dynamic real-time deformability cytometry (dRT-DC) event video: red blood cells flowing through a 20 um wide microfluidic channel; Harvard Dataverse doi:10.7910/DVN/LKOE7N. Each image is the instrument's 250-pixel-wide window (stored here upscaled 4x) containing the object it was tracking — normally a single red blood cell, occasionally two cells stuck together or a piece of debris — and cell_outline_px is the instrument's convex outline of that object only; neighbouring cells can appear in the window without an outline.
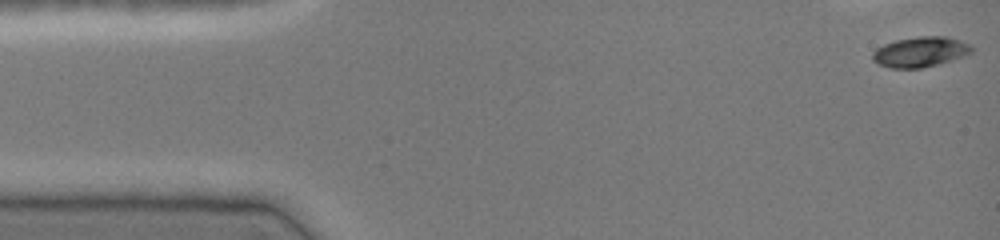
{"species": "common noctule bat (a hibernating species)", "species_latin": "Nyctalus noctula", "temperature_condition": "cold", "stored_images_in_passage": 39, "camera_frame_rate_fps": 3000, "um_per_image_px": 0.085, "animal": {"sex": "female", "body_mass_g": 19.0, "forearm_length_mm": 51.5}, "frame": {"image": 1, "passage_image": 1, "time_ms": 0.0, "image_size_px": [1000, 240], "cell_outline_px": [[972, 52], [964, 56], [940, 64], [920, 68], [888, 68], [872, 60], [872, 52], [876, 48], [884, 44], [896, 40], [920, 36], [948, 36], [960, 40], [968, 44], [972, 48]], "centroid_in_image_um": [78.22, 4.41], "position_along_channel_um": 6.8, "area_um2": 17.51}}
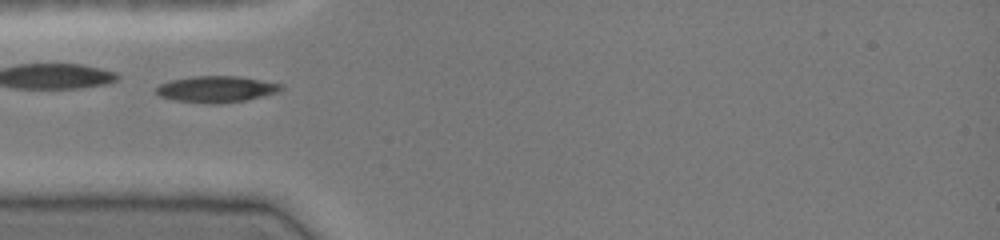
{"frame": {"image": 2, "passage_image": 14, "time_ms": 4.333, "image_size_px": [1000, 240], "cell_outline_px": [[284, 88], [280, 92], [244, 100], [220, 104], [212, 104], [176, 100], [160, 96], [156, 92], [156, 88], [160, 84], [168, 80], [192, 76], [240, 76], [284, 84]], "centroid_in_image_um": [18.42, 7.57], "position_along_channel_um": 66.6, "area_um2": 19.31}, "authors_computed_cell_mechanics": {"area_um2": 18.2648, "velocity_mm_per_s": 4.082, "shape_relaxation_time_tau1_ms": 3.2707, "shape_relaxation_time_tau2_ms": null, "deformation_change_tau1": 0.1267, "deformation_change_tau2": null}}